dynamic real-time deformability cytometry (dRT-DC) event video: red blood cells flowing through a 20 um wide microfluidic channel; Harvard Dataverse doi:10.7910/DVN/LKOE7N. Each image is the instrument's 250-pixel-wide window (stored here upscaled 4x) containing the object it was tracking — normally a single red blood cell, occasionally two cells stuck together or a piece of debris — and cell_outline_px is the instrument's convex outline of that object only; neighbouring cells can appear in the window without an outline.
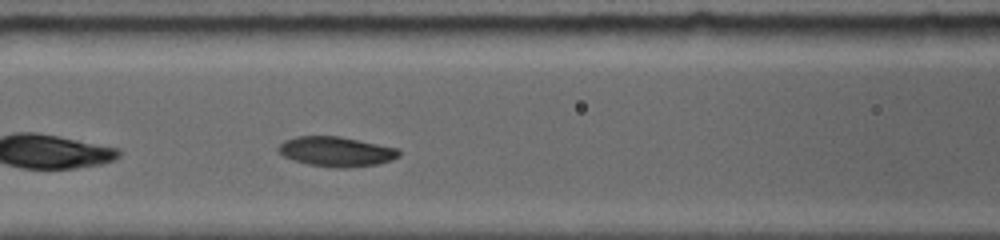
{"species": "common noctule bat (a hibernating species)", "species_latin": "Nyctalus noctula", "temperature_condition": "room temperature", "stored_images_in_passage": 31, "camera_frame_rate_fps": 5000, "um_per_image_px": 0.085, "animal": {"sex": "female", "body_mass_g": 19.0, "forearm_length_mm": 56.7}, "frame": {"image": 1, "passage_image": 5, "time_ms": 2.8, "image_size_px": [1000, 240], "cell_outline_px": [[400, 156], [392, 160], [376, 164], [344, 168], [332, 168], [308, 164], [292, 160], [284, 156], [280, 152], [280, 144], [284, 140], [296, 136], [336, 136], [396, 148], [400, 152]], "centroid_in_image_um": [28.56, 12.89], "position_along_channel_um": 138.0, "area_um2": 20.63}, "authors_computed_cell_mechanics": {"area_um2": 21.7906, "velocity_mm_per_s": 3.8057, "shape_relaxation_time_tau1_ms": 4.512, "shape_relaxation_time_tau2_ms": 1.8188, "deformation_change_tau1": 0.1777, "deformation_change_tau2": 0.048}}